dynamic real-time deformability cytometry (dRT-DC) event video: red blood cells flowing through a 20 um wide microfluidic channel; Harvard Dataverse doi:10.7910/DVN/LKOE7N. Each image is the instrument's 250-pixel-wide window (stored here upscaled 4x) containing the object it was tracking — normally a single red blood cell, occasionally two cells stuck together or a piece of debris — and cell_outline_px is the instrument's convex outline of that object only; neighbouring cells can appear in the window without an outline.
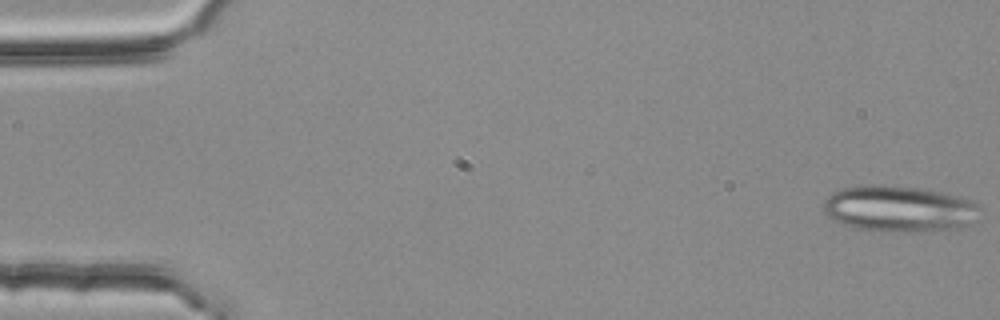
{"species": "common noctule bat (a hibernating species)", "species_latin": "Nyctalus noctula", "temperature_condition": "room temperature", "stored_images_in_passage": 54, "segment_of_instrument_passage": [1, 2], "camera_frame_rate_fps": 3000, "um_per_image_px": 0.085, "animal": {"sex": "female", "body_mass_g": 25.1}, "frame": {"image": 1, "passage_image": 1, "time_ms": 0.0, "image_size_px": [1000, 320], "cell_outline_px": [[984, 208], [976, 220], [972, 224], [956, 228], [924, 232], [884, 232], [852, 228], [840, 224], [828, 216], [824, 212], [824, 200], [832, 192], [844, 188], [864, 184], [884, 184], [920, 188], [940, 192], [956, 196], [980, 204]], "centroid_in_image_um": [76.44, 17.76], "position_along_channel_um": 8.6, "area_um2": 43.0}}